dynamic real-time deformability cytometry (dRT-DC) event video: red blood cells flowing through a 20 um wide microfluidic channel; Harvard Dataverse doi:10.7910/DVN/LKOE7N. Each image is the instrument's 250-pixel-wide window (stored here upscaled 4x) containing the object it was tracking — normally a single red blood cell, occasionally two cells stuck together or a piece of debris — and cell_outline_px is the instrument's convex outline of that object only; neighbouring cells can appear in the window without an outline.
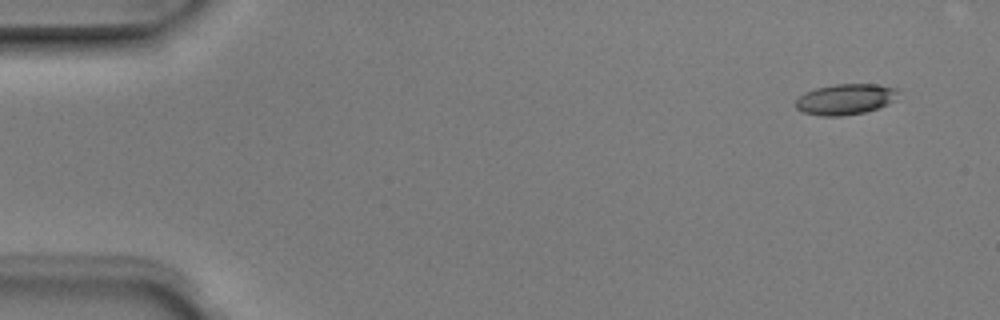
{"species": "Egyptian fruit bat (a non-hibernating species)", "species_latin": "Rousettus aegyptiacus", "temperature_condition": "room temperature", "stored_images_in_passage": 6, "camera_frame_rate_fps": 3000, "um_per_image_px": 0.085, "animal": {"sex": "male"}, "frame": {"image": 1, "passage_image": 1, "time_ms": 0.0, "image_size_px": [1000, 320], "cell_outline_px": [[900, 92], [896, 100], [888, 104], [864, 112], [840, 116], [820, 116], [804, 112], [796, 108], [796, 100], [804, 92], [816, 88], [836, 84], [876, 84], [896, 88]], "centroid_in_image_um": [71.88, 8.43], "position_along_channel_um": 13.1, "area_um2": 18.38}}
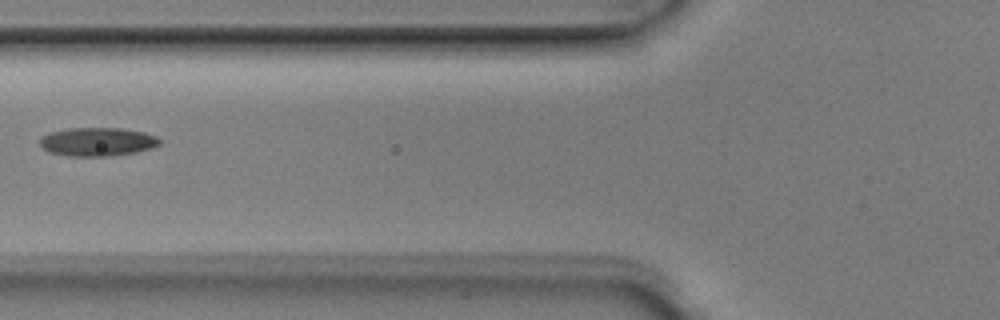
{"frame": {"image": 2, "passage_image": 6, "time_ms": 1.667, "image_size_px": [1000, 320], "cell_outline_px": [[164, 140], [160, 144], [152, 148], [136, 152], [108, 156], [68, 156], [48, 152], [40, 144], [40, 140], [44, 136], [52, 132], [68, 128], [120, 128], [144, 132], [156, 136]], "centroid_in_image_um": [8.33, 12.05], "position_along_channel_um": 117.5, "area_um2": 19.94}}